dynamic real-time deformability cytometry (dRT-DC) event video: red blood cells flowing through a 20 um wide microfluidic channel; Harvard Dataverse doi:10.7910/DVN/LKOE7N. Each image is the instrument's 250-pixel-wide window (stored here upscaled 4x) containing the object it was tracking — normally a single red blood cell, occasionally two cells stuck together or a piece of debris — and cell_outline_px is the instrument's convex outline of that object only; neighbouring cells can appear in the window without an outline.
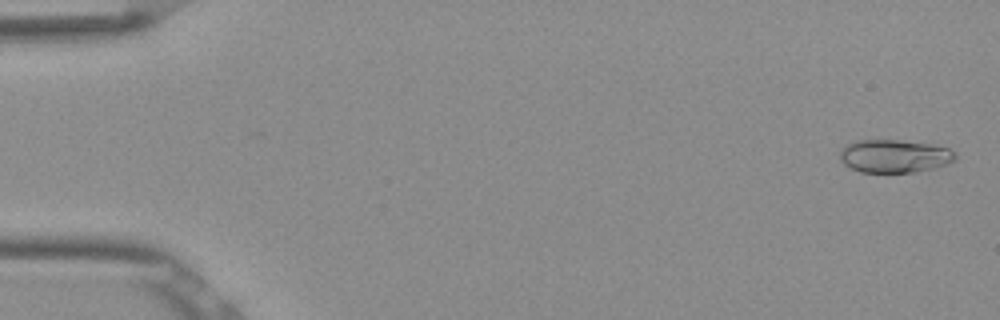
{"species": "Egyptian fruit bat (a non-hibernating species)", "species_latin": "Rousettus aegyptiacus", "temperature_condition": "room temperature", "stored_images_in_passage": 53, "camera_frame_rate_fps": 3000, "um_per_image_px": 0.085, "frame": {"image": 1, "passage_image": 2, "time_ms": 0.333, "image_size_px": [1000, 320], "cell_outline_px": [[956, 160], [936, 168], [916, 172], [860, 172], [844, 164], [840, 160], [840, 148], [844, 144], [852, 140], [900, 140], [936, 144], [948, 148], [956, 156]], "centroid_in_image_um": [76.0, 13.25], "position_along_channel_um": 9.0, "area_um2": 22.6}}
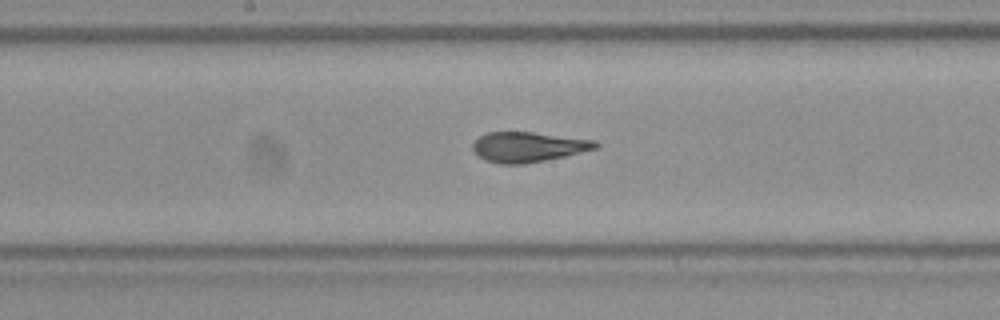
{"frame": {"image": 2, "passage_image": 28, "time_ms": 9.0, "image_size_px": [1000, 320], "cell_outline_px": [[600, 144], [596, 148], [564, 156], [524, 164], [500, 164], [484, 160], [472, 148], [472, 144], [480, 136], [488, 132], [532, 132], [596, 140]], "centroid_in_image_um": [44.88, 12.49], "position_along_channel_um": 203.3, "area_um2": 21.33}}
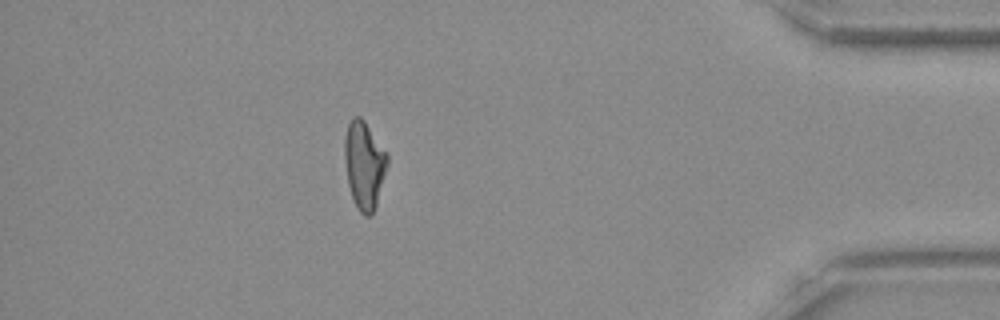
{"frame": {"image": 3, "passage_image": 47, "time_ms": 15.333, "image_size_px": [1000, 320], "cell_outline_px": [[388, 164], [376, 204], [372, 212], [368, 216], [364, 216], [356, 208], [348, 184], [344, 160], [344, 136], [348, 124], [352, 116], [360, 116], [364, 120], [388, 156]], "centroid_in_image_um": [30.93, 14.0], "position_along_channel_um": 404.3, "area_um2": 21.68}, "authors_computed_cell_mechanics": {"area_um2": 21.675, "velocity_mm_per_s": 3.8775, "shape_relaxation_time_tau1_ms": null, "shape_relaxation_time_tau2_ms": 1.0531, "deformation_change_tau1": null, "deformation_change_tau2": 0.0819}}